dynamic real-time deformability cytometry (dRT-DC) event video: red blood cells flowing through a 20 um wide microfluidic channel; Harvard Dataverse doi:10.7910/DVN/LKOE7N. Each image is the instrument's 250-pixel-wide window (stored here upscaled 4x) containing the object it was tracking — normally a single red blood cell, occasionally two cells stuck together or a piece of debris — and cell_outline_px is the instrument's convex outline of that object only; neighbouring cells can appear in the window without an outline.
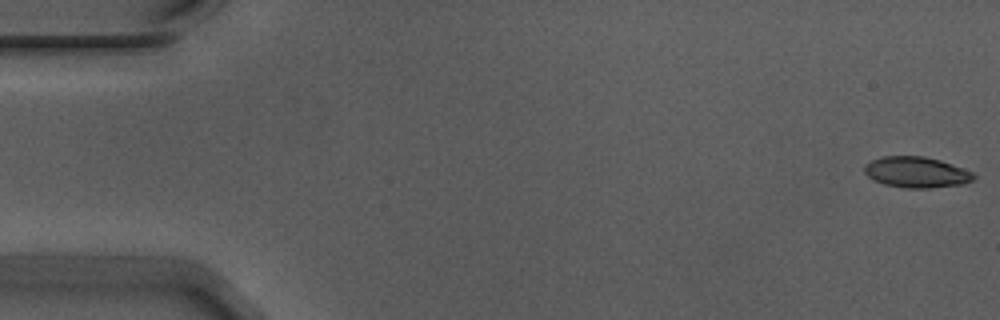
{"species": "Egyptian fruit bat (a non-hibernating species)", "species_latin": "Rousettus aegyptiacus", "temperature_condition": "warm", "stored_images_in_passage": 55, "camera_frame_rate_fps": 3000, "um_per_image_px": 0.085, "animal": {"sex": "male"}, "frame": {"image": 1, "passage_image": 1, "time_ms": 0.0, "image_size_px": [1000, 320], "cell_outline_px": [[976, 176], [972, 180], [964, 184], [928, 188], [904, 188], [884, 184], [868, 176], [864, 172], [864, 164], [872, 160], [884, 156], [924, 156], [940, 160], [972, 172]], "centroid_in_image_um": [77.88, 14.64], "position_along_channel_um": 7.1, "area_um2": 19.54}}
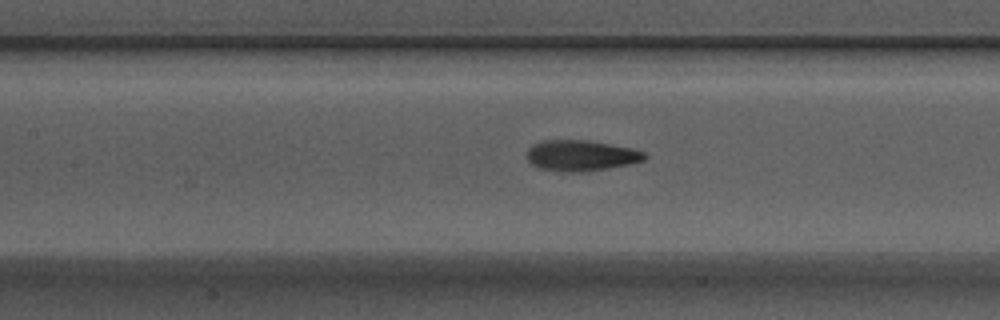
{"frame": {"image": 2, "passage_image": 25, "time_ms": 8.0, "image_size_px": [1000, 320], "cell_outline_px": [[648, 156], [644, 160], [632, 164], [584, 172], [556, 172], [540, 168], [532, 164], [528, 160], [528, 148], [532, 144], [540, 140], [588, 140], [632, 148], [644, 152]], "centroid_in_image_um": [49.39, 13.23], "position_along_channel_um": 158.0, "area_um2": 21.39}}
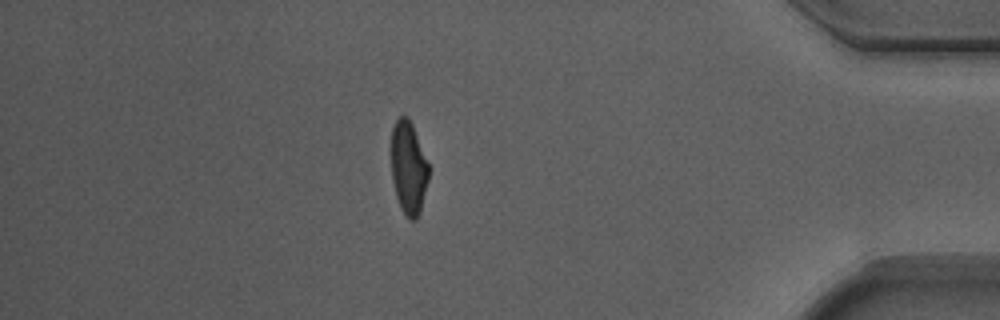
{"frame": {"image": 3, "passage_image": 48, "time_ms": 15.667, "image_size_px": [1000, 320], "cell_outline_px": [[428, 180], [420, 212], [416, 220], [408, 220], [404, 216], [400, 208], [396, 196], [392, 180], [392, 128], [396, 120], [400, 116], [408, 116], [412, 124], [428, 164]], "centroid_in_image_um": [34.71, 14.31], "position_along_channel_um": 400.5, "area_um2": 20.17}, "authors_computed_cell_mechanics": {"area_um2": 20.808, "velocity_mm_per_s": 3.7323, "shape_relaxation_time_tau1_ms": 3.7601, "shape_relaxation_time_tau2_ms": 1.3989, "deformation_change_tau1": 0.1729, "deformation_change_tau2": 0.0839}}